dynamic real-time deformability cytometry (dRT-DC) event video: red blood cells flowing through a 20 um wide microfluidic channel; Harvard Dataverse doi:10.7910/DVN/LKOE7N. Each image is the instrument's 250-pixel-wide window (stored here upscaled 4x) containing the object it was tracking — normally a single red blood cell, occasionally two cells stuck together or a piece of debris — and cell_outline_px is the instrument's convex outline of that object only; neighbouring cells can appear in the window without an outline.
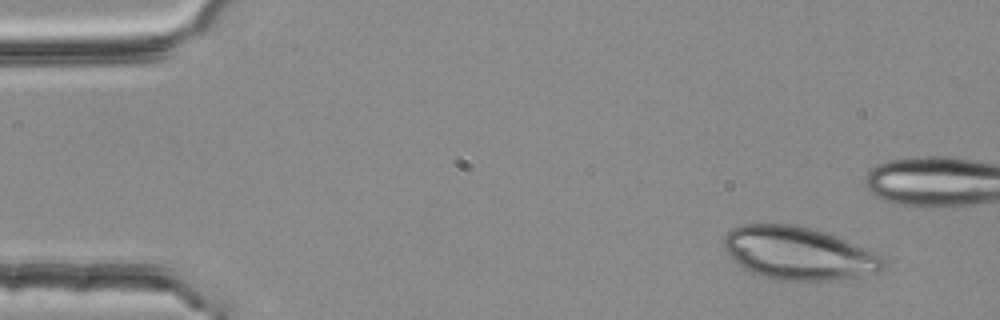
{"species": "common noctule bat (a hibernating species)", "species_latin": "Nyctalus noctula", "temperature_condition": "room temperature", "stored_images_in_passage": 5, "camera_frame_rate_fps": 3000, "um_per_image_px": 0.085, "animal": {"sex": "female", "body_mass_g": 25.1}, "frame": {"image": 1, "passage_image": 1, "time_ms": 0.0, "image_size_px": [1000, 320], "cell_outline_px": [[884, 268], [876, 272], [860, 276], [840, 280], [776, 280], [760, 276], [752, 272], [732, 260], [724, 248], [724, 236], [732, 228], [740, 224], [792, 224], [824, 232], [836, 236], [864, 248], [880, 256], [884, 260]], "centroid_in_image_um": [67.83, 21.53], "position_along_channel_um": 17.2, "area_um2": 48.84}}